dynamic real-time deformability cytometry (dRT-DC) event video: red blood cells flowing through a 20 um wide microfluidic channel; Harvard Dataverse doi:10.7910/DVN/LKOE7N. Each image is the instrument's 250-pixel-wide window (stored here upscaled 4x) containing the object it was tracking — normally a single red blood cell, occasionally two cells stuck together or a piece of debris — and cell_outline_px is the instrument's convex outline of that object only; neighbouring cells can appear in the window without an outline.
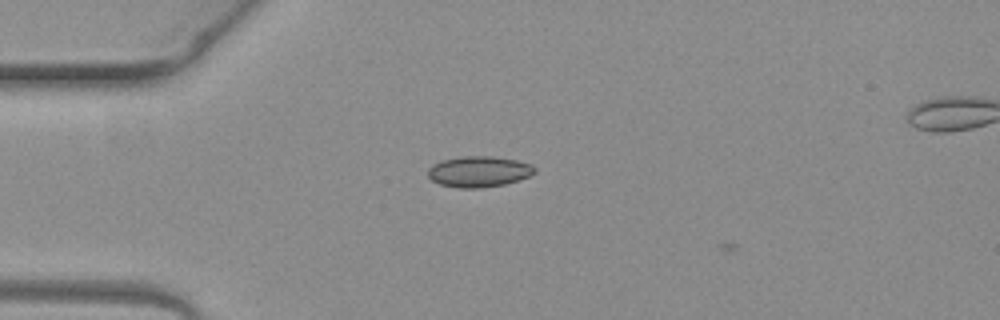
{"species": "common noctule bat (a hibernating species)", "species_latin": "Nyctalus noctula", "temperature_condition": "warm", "stored_images_in_passage": 4, "camera_frame_rate_fps": 3000, "um_per_image_px": 0.085, "animal": {"sex": "female", "body_mass_g": 19.3, "forearm_length_mm": 54.1}, "frame": {"image": 1, "passage_image": 3, "time_ms": 0.667, "image_size_px": [1000, 320], "cell_outline_px": [[536, 172], [528, 176], [504, 184], [480, 188], [460, 188], [440, 184], [432, 180], [428, 176], [428, 168], [432, 164], [444, 160], [460, 156], [492, 156], [516, 160], [532, 164], [536, 168]], "centroid_in_image_um": [40.69, 14.58], "position_along_channel_um": 44.3, "area_um2": 19.13}}